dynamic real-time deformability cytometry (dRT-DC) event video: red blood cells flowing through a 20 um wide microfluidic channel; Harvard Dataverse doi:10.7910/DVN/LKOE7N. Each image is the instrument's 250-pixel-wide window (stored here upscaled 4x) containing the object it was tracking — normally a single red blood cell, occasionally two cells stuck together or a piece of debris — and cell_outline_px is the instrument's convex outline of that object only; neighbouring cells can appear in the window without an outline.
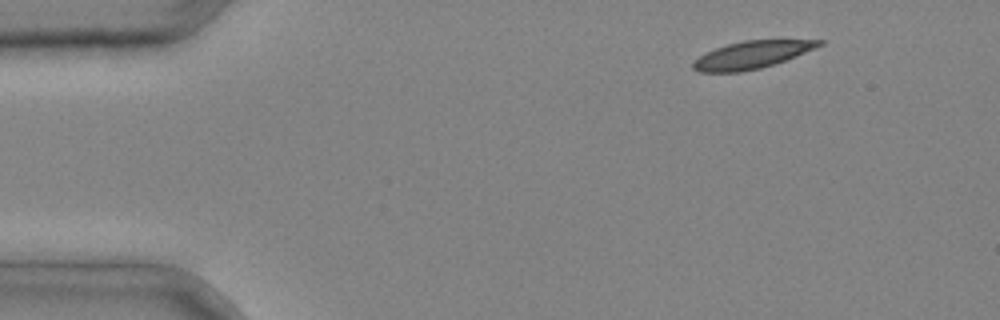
{"species": "common noctule bat (a hibernating species)", "species_latin": "Nyctalus noctula", "temperature_condition": "cold", "stored_images_in_passage": 4, "segment_of_instrument_passage": [2, 2], "camera_frame_rate_fps": 3000, "um_per_image_px": 0.085, "animal": {"sex": "male", "body_mass_g": 20.4}, "frame": {"image": 1, "passage_image": 4, "time_ms": 1.0, "image_size_px": [1000, 320], "cell_outline_px": [[824, 44], [796, 56], [760, 68], [740, 72], [700, 72], [692, 68], [692, 60], [716, 48], [728, 44], [744, 40], [824, 40]], "centroid_in_image_um": [63.88, 4.66], "position_along_channel_um": 21.1, "area_um2": 19.88}}